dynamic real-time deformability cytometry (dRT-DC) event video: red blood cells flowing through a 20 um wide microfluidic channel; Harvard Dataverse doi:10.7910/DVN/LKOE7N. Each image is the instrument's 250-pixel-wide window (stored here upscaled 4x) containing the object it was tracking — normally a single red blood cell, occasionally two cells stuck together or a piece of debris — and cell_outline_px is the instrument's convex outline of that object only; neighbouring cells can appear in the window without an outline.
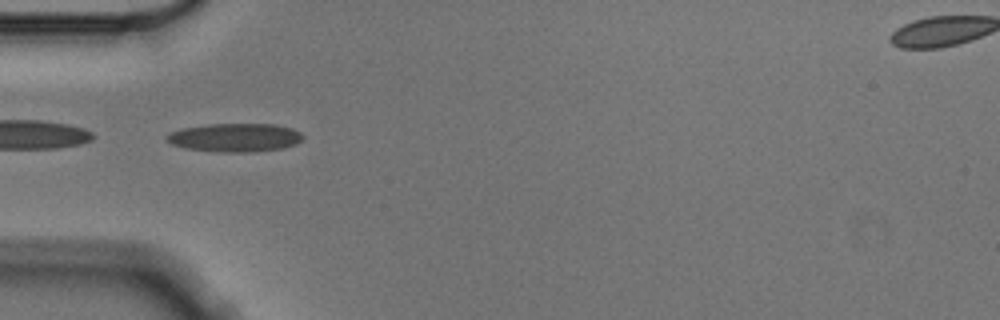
{"species": "Egyptian fruit bat (a non-hibernating species)", "species_latin": "Rousettus aegyptiacus", "temperature_condition": "cold", "stored_images_in_passage": 56, "camera_frame_rate_fps": 3000, "um_per_image_px": 0.085, "animal": {"sex": "male"}, "frame": {"image": 1, "passage_image": 17, "time_ms": 5.333, "image_size_px": [1000, 320], "cell_outline_px": [[304, 140], [296, 144], [284, 148], [252, 152], [224, 152], [184, 148], [172, 144], [164, 136], [168, 132], [184, 128], [208, 124], [272, 124], [292, 128], [300, 132], [304, 136]], "centroid_in_image_um": [20.0, 11.69], "position_along_channel_um": 65.0, "area_um2": 22.72}}
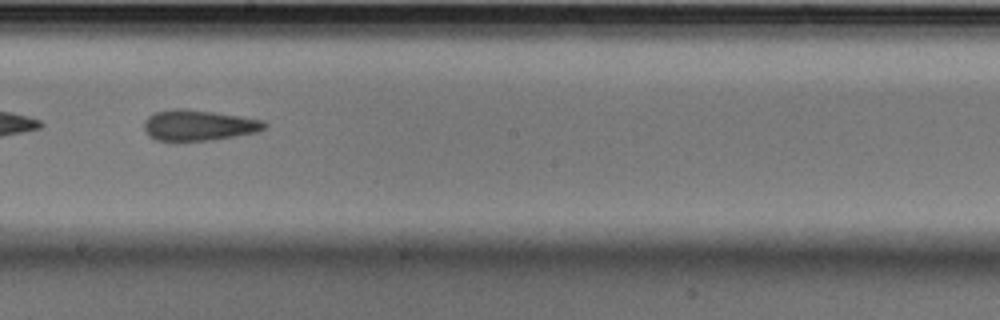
{"frame": {"image": 2, "passage_image": 31, "time_ms": 10.0, "image_size_px": [1000, 320], "cell_outline_px": [[268, 124], [264, 128], [256, 132], [236, 136], [208, 140], [156, 140], [148, 136], [144, 128], [144, 120], [148, 116], [156, 112], [172, 108], [180, 108], [212, 112], [240, 116], [264, 120]], "centroid_in_image_um": [16.87, 10.64], "position_along_channel_um": 231.3, "area_um2": 21.39}}
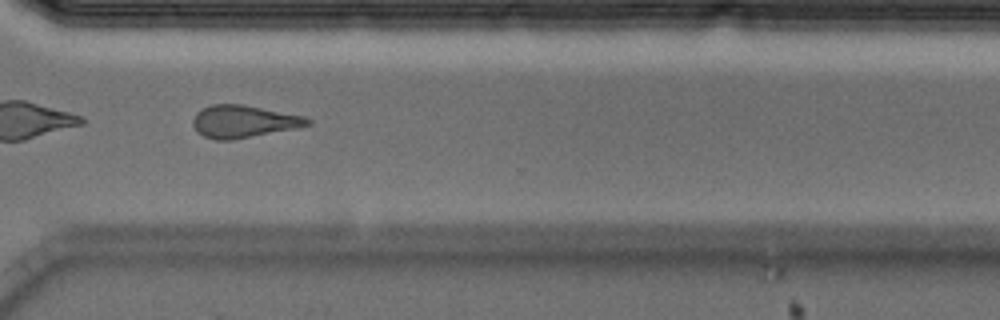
{"frame": {"image": 3, "passage_image": 41, "time_ms": 13.333, "image_size_px": [1000, 320], "cell_outline_px": [[312, 124], [232, 140], [216, 140], [204, 136], [192, 124], [192, 120], [196, 112], [212, 104], [240, 104], [304, 116], [312, 120]], "centroid_in_image_um": [20.67, 10.32], "position_along_channel_um": 349.9, "area_um2": 21.15}, "authors_computed_cell_mechanics": {"area_um2": 21.5016, "velocity_mm_per_s": 3.5692, "shape_relaxation_time_tau1_ms": 6.4012, "shape_relaxation_time_tau2_ms": 3.6208, "deformation_change_tau1": 0.1633, "deformation_change_tau2": 0.1519}}